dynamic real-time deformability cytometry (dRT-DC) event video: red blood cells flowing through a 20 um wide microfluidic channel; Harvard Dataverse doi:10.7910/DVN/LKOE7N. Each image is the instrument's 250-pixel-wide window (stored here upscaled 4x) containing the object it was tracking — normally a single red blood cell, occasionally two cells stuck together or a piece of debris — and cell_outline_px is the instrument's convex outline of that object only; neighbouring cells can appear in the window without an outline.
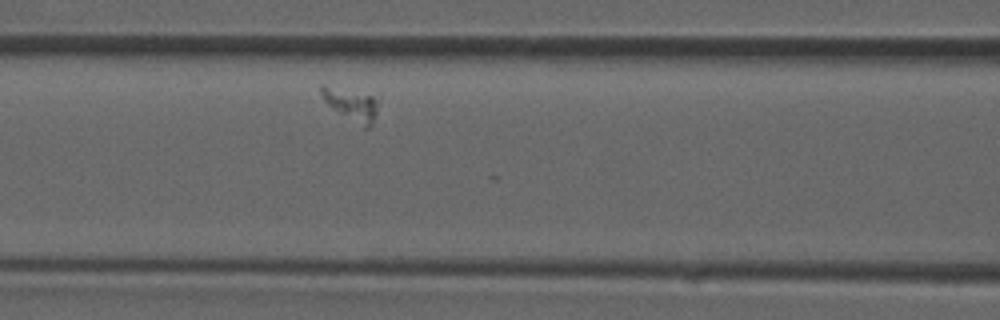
{"species": "common noctule bat (a hibernating species)", "species_latin": "Nyctalus noctula", "temperature_condition": "room temperature", "stored_images_in_passage": 9, "camera_frame_rate_fps": 3000, "um_per_image_px": 0.085, "animal": {"sex": "male", "forearm_length_mm": 52.5}, "frame": {"image": 1, "passage_image": 8, "time_ms": 2.333, "image_size_px": [1000, 320], "cell_outline_px": [[380, 96], [376, 112], [372, 124], [368, 128], [364, 128], [332, 108], [324, 100], [320, 92], [320, 84], [324, 84], [380, 92]], "centroid_in_image_um": [29.95, 8.75], "position_along_channel_um": 136.7, "area_um2": 11.79}}